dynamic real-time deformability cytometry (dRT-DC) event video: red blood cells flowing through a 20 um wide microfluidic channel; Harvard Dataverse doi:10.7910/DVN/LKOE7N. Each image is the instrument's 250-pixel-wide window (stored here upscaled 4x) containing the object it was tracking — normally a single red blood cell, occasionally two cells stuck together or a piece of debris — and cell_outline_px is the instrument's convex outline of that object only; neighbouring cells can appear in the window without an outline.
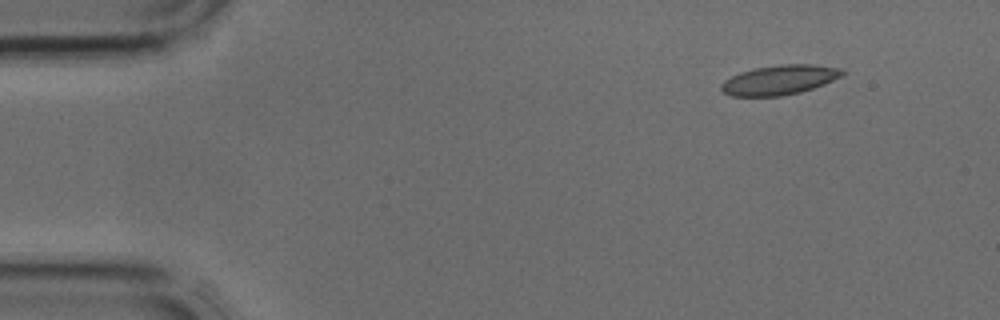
{"species": "common noctule bat (a hibernating species)", "species_latin": "Nyctalus noctula", "temperature_condition": "cold", "stored_images_in_passage": 12, "camera_frame_rate_fps": 3000, "um_per_image_px": 0.085, "animal": {"sex": "male", "body_mass_g": 17.9, "forearm_length_mm": 54.2}, "frame": {"image": 1, "passage_image": 1, "time_ms": 0.0, "image_size_px": [1000, 320], "cell_outline_px": [[848, 72], [824, 84], [800, 92], [780, 96], [732, 96], [724, 92], [720, 88], [720, 84], [724, 80], [740, 72], [756, 68], [780, 64], [812, 64], [840, 68]], "centroid_in_image_um": [66.25, 6.79], "position_along_channel_um": 18.7, "area_um2": 20.81}}
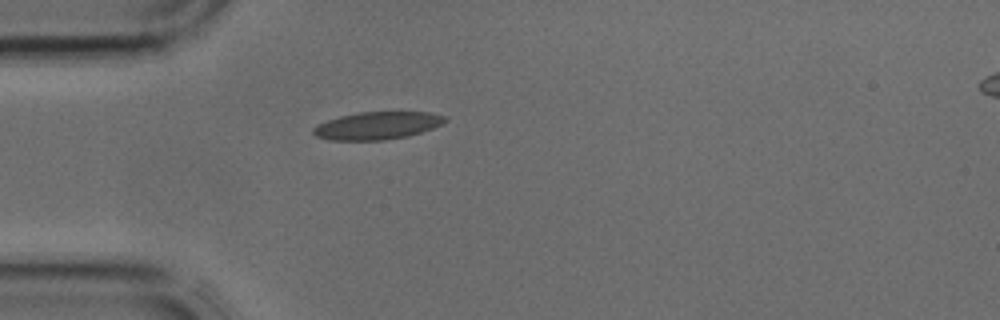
{"frame": {"image": 2, "passage_image": 8, "time_ms": 2.333, "image_size_px": [1000, 320], "cell_outline_px": [[448, 120], [432, 128], [408, 136], [384, 140], [328, 140], [316, 136], [312, 132], [312, 128], [316, 124], [340, 116], [360, 112], [428, 112], [448, 116]], "centroid_in_image_um": [32.05, 10.67], "position_along_channel_um": 52.9, "area_um2": 21.21}}